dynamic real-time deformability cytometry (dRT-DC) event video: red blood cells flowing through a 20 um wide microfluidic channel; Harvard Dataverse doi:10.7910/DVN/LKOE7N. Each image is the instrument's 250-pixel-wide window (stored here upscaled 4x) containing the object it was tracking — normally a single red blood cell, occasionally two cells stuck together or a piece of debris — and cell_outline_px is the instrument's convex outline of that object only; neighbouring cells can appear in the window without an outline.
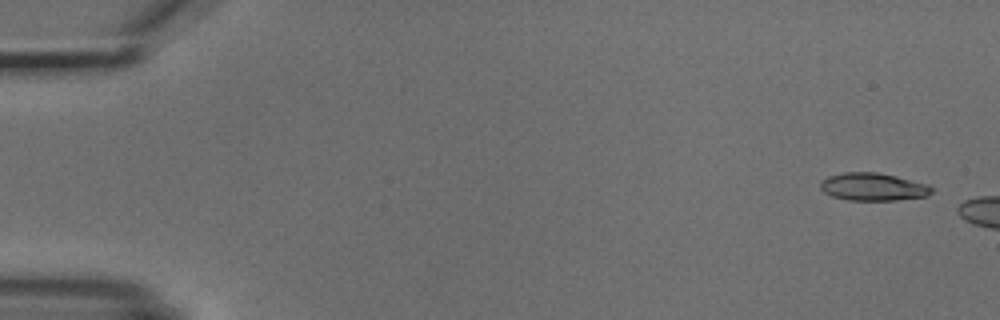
{"species": "common noctule bat (a hibernating species)", "species_latin": "Nyctalus noctula", "temperature_condition": "cold", "stored_images_in_passage": 3, "camera_frame_rate_fps": 3000, "um_per_image_px": 0.085, "animal": {"sex": "male", "body_mass_g": 18.8}, "frame": {"image": 1, "passage_image": 1, "time_ms": 0.0, "image_size_px": [1000, 320], "cell_outline_px": [[932, 192], [928, 196], [896, 200], [848, 200], [832, 196], [824, 192], [820, 188], [820, 180], [828, 176], [844, 172], [876, 172], [896, 176], [928, 184], [932, 188]], "centroid_in_image_um": [74.19, 15.88], "position_along_channel_um": 10.8, "area_um2": 18.03}}